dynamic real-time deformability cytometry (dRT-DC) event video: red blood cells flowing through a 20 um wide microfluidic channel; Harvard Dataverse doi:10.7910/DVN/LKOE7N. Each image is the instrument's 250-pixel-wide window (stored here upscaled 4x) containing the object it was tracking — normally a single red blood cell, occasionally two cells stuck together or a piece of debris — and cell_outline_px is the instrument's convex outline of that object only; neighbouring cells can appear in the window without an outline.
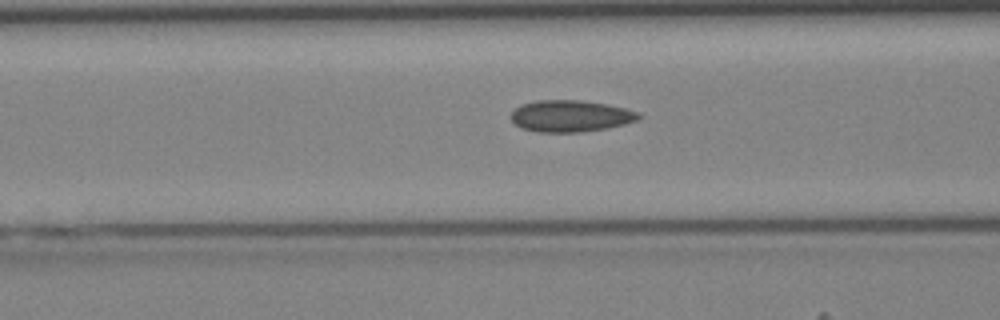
{"species": "Egyptian fruit bat (a non-hibernating species)", "species_latin": "Rousettus aegyptiacus", "temperature_condition": "cold", "stored_images_in_passage": 43, "camera_frame_rate_fps": 3000, "um_per_image_px": 0.085, "animal": {"sex": "female"}, "frame": {"image": 1, "passage_image": 17, "time_ms": 5.333, "image_size_px": [1000, 320], "cell_outline_px": [[644, 116], [640, 120], [608, 128], [580, 132], [540, 132], [524, 128], [516, 124], [512, 120], [512, 112], [520, 104], [536, 100], [580, 100], [608, 104], [640, 112]], "centroid_in_image_um": [48.56, 9.85], "position_along_channel_um": 118.0, "area_um2": 23.64}}
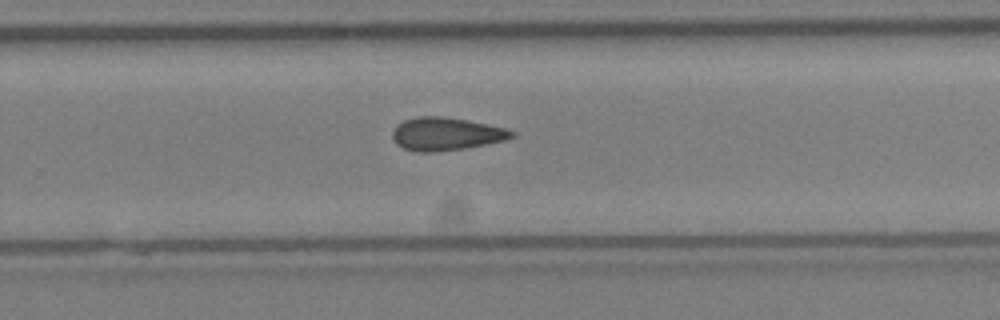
{"frame": {"image": 2, "passage_image": 28, "time_ms": 9.0, "image_size_px": [1000, 320], "cell_outline_px": [[516, 136], [504, 140], [464, 148], [432, 152], [420, 152], [404, 148], [396, 144], [392, 140], [392, 132], [404, 120], [416, 116], [440, 116], [468, 120], [504, 128], [516, 132]], "centroid_in_image_um": [37.9, 11.38], "position_along_channel_um": 291.9, "area_um2": 22.66}}
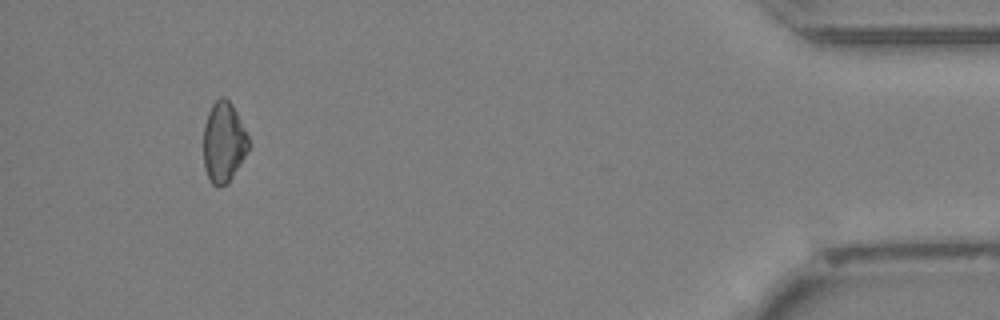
{"frame": {"image": 3, "passage_image": 40, "time_ms": 13.0, "image_size_px": [1000, 320], "cell_outline_px": [[252, 144], [248, 152], [228, 184], [216, 188], [212, 184], [204, 168], [204, 124], [208, 112], [212, 104], [220, 96], [224, 96], [232, 104]], "centroid_in_image_um": [19.03, 12.11], "position_along_channel_um": 416.2, "area_um2": 21.44}}